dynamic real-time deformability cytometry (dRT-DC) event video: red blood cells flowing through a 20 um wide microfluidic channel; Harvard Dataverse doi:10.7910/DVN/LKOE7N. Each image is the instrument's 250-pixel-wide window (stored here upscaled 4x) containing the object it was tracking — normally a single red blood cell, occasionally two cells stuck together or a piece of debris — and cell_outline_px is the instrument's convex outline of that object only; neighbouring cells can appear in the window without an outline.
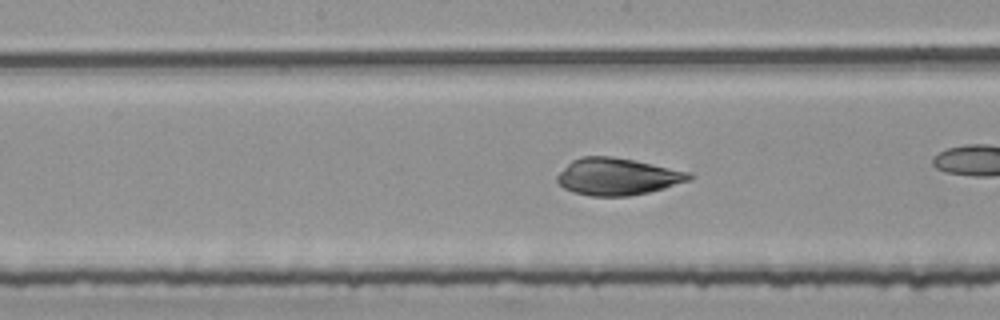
{"species": "common noctule bat (a hibernating species)", "species_latin": "Nyctalus noctula", "temperature_condition": "room temperature", "stored_images_in_passage": 26, "camera_frame_rate_fps": 3000, "um_per_image_px": 0.085, "animal": {"sex": "female", "body_mass_g": 25.1}, "frame": {"image": 1, "passage_image": 12, "time_ms": 3.667, "image_size_px": [1000, 320], "cell_outline_px": [[696, 176], [692, 180], [664, 188], [648, 192], [628, 196], [592, 196], [572, 192], [564, 188], [556, 180], [556, 176], [572, 160], [580, 156], [608, 156], [632, 160], [692, 172]], "centroid_in_image_um": [52.51, 15.01], "position_along_channel_um": 195.7, "area_um2": 28.5}}
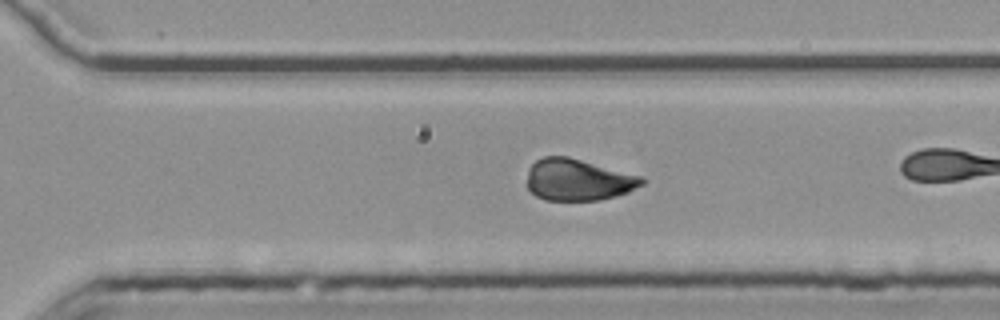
{"frame": {"image": 2, "passage_image": 22, "time_ms": 7.0, "image_size_px": [1000, 320], "cell_outline_px": [[644, 184], [628, 192], [616, 196], [600, 200], [544, 200], [536, 196], [524, 184], [528, 168], [536, 160], [544, 156], [568, 156], [640, 176], [644, 180]], "centroid_in_image_um": [49.07, 15.28], "position_along_channel_um": 321.5, "area_um2": 28.03}}